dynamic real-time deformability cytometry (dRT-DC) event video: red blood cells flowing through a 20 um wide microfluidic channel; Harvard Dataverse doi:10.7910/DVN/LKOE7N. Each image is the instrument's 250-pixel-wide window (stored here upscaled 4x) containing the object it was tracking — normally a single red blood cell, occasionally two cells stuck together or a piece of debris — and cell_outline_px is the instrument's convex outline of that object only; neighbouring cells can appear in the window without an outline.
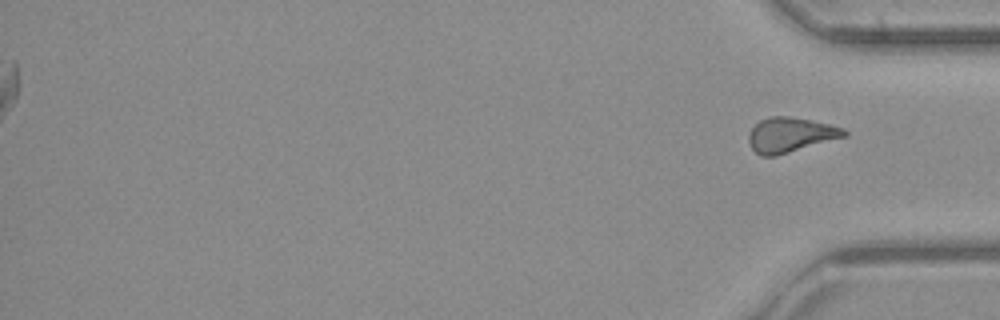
{"species": "common noctule bat (a hibernating species)", "species_latin": "Nyctalus noctula", "temperature_condition": "cold", "stored_images_in_passage": 37, "segment_of_instrument_passage": [2, 2], "camera_frame_rate_fps": 3000, "um_per_image_px": 0.085, "animal": {"sex": "female", "body_mass_g": 21.9}, "frame": {"image": 1, "passage_image": 37, "time_ms": 12.0, "image_size_px": [1000, 320], "cell_outline_px": [[848, 136], [776, 156], [760, 156], [752, 148], [748, 140], [748, 136], [752, 128], [760, 120], [768, 116], [792, 116], [812, 120], [844, 128], [848, 132]], "centroid_in_image_um": [67.2, 11.46], "position_along_channel_um": 368.0, "area_um2": 19.54}}